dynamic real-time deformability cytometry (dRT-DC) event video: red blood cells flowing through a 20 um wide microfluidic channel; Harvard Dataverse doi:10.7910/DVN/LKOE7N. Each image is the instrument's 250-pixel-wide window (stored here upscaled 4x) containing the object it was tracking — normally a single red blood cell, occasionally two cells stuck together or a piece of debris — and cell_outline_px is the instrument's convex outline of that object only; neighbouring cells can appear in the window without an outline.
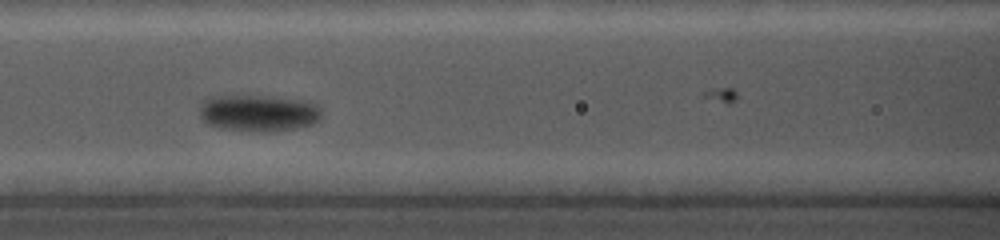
{"species": "common noctule bat (a hibernating species)", "species_latin": "Nyctalus noctula", "temperature_condition": "cold", "stored_images_in_passage": 27, "camera_frame_rate_fps": 5000, "um_per_image_px": 0.085, "animal": {"sex": "female", "body_mass_g": 19.0, "forearm_length_mm": 56.7}, "frame": {"image": 1, "passage_image": 22, "time_ms": 8.8, "image_size_px": [1000, 240], "cell_outline_px": [[320, 120], [312, 124], [296, 128], [276, 132], [256, 132], [220, 128], [208, 124], [200, 116], [200, 100], [208, 96], [264, 96], [304, 100], [316, 104], [320, 108]], "centroid_in_image_um": [21.94, 9.61], "position_along_channel_um": 144.7, "area_um2": 26.41}}